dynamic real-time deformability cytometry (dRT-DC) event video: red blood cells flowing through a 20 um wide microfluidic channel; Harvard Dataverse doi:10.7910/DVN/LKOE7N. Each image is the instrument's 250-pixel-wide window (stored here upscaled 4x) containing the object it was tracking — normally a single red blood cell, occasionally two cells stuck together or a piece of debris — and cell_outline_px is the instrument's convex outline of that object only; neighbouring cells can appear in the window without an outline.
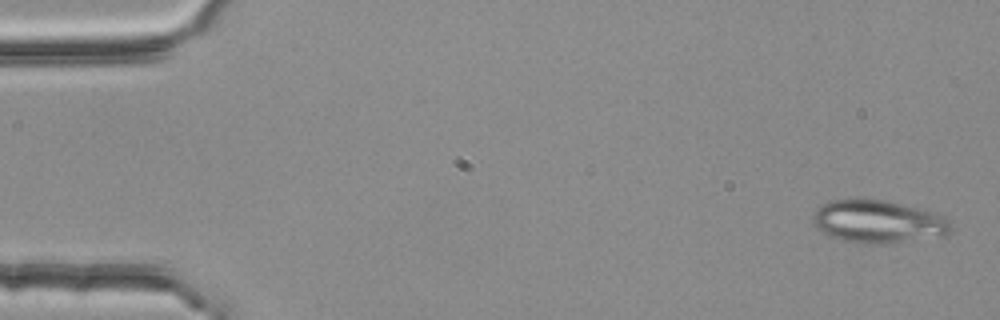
{"species": "common noctule bat (a hibernating species)", "species_latin": "Nyctalus noctula", "temperature_condition": "room temperature", "stored_images_in_passage": 5, "camera_frame_rate_fps": 3000, "um_per_image_px": 0.085, "animal": {"sex": "female", "body_mass_g": 25.1}, "frame": {"image": 1, "passage_image": 1, "time_ms": 0.0, "image_size_px": [1000, 320], "cell_outline_px": [[952, 232], [940, 236], [872, 244], [868, 244], [844, 240], [832, 236], [816, 228], [812, 224], [812, 216], [816, 208], [828, 200], [884, 200], [940, 212], [948, 220], [952, 228]], "centroid_in_image_um": [74.65, 18.81], "position_along_channel_um": 10.4, "area_um2": 34.16}}